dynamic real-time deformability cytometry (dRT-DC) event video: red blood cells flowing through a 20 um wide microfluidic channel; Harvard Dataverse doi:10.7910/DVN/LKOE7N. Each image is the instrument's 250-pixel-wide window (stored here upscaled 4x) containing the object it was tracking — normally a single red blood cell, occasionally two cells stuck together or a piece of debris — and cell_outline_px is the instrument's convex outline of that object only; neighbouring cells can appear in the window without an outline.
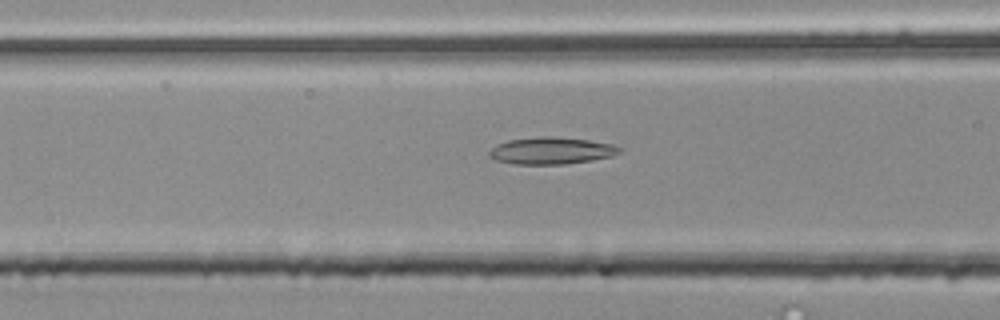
{"species": "common noctule bat (a hibernating species)", "species_latin": "Nyctalus noctula", "temperature_condition": "room temperature", "stored_images_in_passage": 38, "camera_frame_rate_fps": 3000, "um_per_image_px": 0.085, "animal": {"sex": "male", "body_mass_g": 20.4}, "frame": {"image": 1, "passage_image": 5, "time_ms": 1.333, "image_size_px": [1000, 320], "cell_outline_px": [[620, 152], [612, 156], [592, 160], [564, 164], [516, 164], [496, 160], [488, 156], [488, 152], [496, 144], [508, 140], [540, 136], [552, 136], [588, 140], [612, 144], [620, 148]], "centroid_in_image_um": [46.83, 12.8], "position_along_channel_um": 119.8, "area_um2": 20.4}}
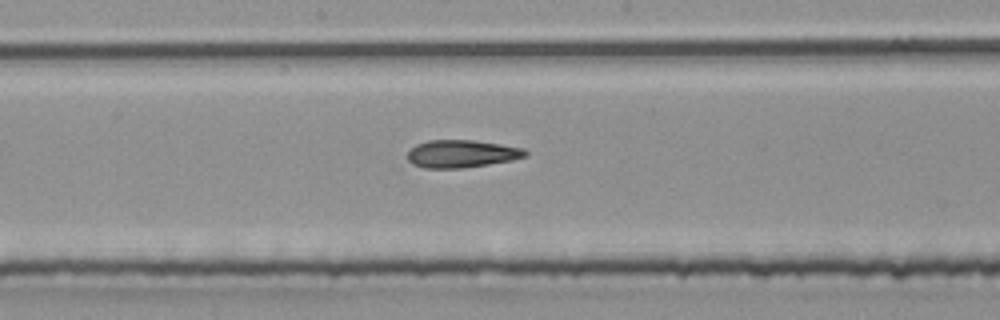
{"frame": {"image": 2, "passage_image": 12, "time_ms": 3.667, "image_size_px": [1000, 320], "cell_outline_px": [[528, 156], [512, 160], [464, 168], [424, 168], [412, 164], [408, 160], [408, 152], [416, 144], [428, 140], [472, 140], [500, 144], [524, 148], [528, 152]], "centroid_in_image_um": [39.25, 13.07], "position_along_channel_um": 209.0, "area_um2": 19.02}}
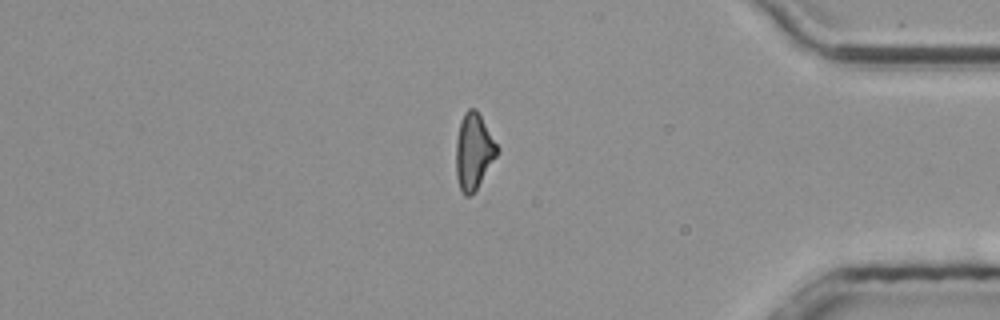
{"frame": {"image": 3, "passage_image": 29, "time_ms": 9.333, "image_size_px": [1000, 320], "cell_outline_px": [[500, 148], [496, 156], [476, 188], [468, 196], [464, 196], [460, 192], [456, 176], [456, 140], [460, 120], [464, 112], [468, 108], [476, 108]], "centroid_in_image_um": [40.24, 12.83], "position_along_channel_um": 395.0, "area_um2": 18.21}, "authors_computed_cell_mechanics": {"area_um2": 18.5538, "velocity_mm_per_s": 3.8086, "shape_relaxation_time_tau1_ms": null, "shape_relaxation_time_tau2_ms": 8.6633, "deformation_change_tau1": null, "deformation_change_tau2": 0.2164}}